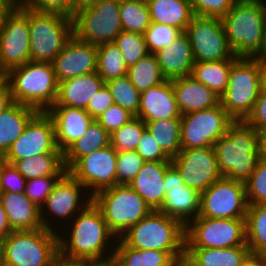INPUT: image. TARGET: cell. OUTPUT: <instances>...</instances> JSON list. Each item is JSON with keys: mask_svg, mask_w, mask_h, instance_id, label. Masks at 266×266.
Here are the masks:
<instances>
[{"mask_svg": "<svg viewBox=\"0 0 266 266\" xmlns=\"http://www.w3.org/2000/svg\"><path fill=\"white\" fill-rule=\"evenodd\" d=\"M171 80L141 92L138 116L143 121L181 118Z\"/></svg>", "mask_w": 266, "mask_h": 266, "instance_id": "obj_23", "label": "cell"}, {"mask_svg": "<svg viewBox=\"0 0 266 266\" xmlns=\"http://www.w3.org/2000/svg\"><path fill=\"white\" fill-rule=\"evenodd\" d=\"M248 205L266 204V156H262L245 182Z\"/></svg>", "mask_w": 266, "mask_h": 266, "instance_id": "obj_44", "label": "cell"}, {"mask_svg": "<svg viewBox=\"0 0 266 266\" xmlns=\"http://www.w3.org/2000/svg\"><path fill=\"white\" fill-rule=\"evenodd\" d=\"M262 5H263V8H264V19H265V24H266V3L263 0H262Z\"/></svg>", "mask_w": 266, "mask_h": 266, "instance_id": "obj_65", "label": "cell"}, {"mask_svg": "<svg viewBox=\"0 0 266 266\" xmlns=\"http://www.w3.org/2000/svg\"><path fill=\"white\" fill-rule=\"evenodd\" d=\"M105 84L111 92L114 103L137 117L141 92L133 86L128 75L110 79Z\"/></svg>", "mask_w": 266, "mask_h": 266, "instance_id": "obj_41", "label": "cell"}, {"mask_svg": "<svg viewBox=\"0 0 266 266\" xmlns=\"http://www.w3.org/2000/svg\"><path fill=\"white\" fill-rule=\"evenodd\" d=\"M150 20L173 26L181 32L186 30L195 16L190 0H146Z\"/></svg>", "mask_w": 266, "mask_h": 266, "instance_id": "obj_30", "label": "cell"}, {"mask_svg": "<svg viewBox=\"0 0 266 266\" xmlns=\"http://www.w3.org/2000/svg\"><path fill=\"white\" fill-rule=\"evenodd\" d=\"M62 153L55 139V127L47 112H38L26 125L21 136L10 146L2 160L15 164L26 158L46 154Z\"/></svg>", "mask_w": 266, "mask_h": 266, "instance_id": "obj_16", "label": "cell"}, {"mask_svg": "<svg viewBox=\"0 0 266 266\" xmlns=\"http://www.w3.org/2000/svg\"><path fill=\"white\" fill-rule=\"evenodd\" d=\"M261 90L266 91V55L259 57Z\"/></svg>", "mask_w": 266, "mask_h": 266, "instance_id": "obj_61", "label": "cell"}, {"mask_svg": "<svg viewBox=\"0 0 266 266\" xmlns=\"http://www.w3.org/2000/svg\"><path fill=\"white\" fill-rule=\"evenodd\" d=\"M171 82L182 115L209 109L220 103V97L190 75L174 78Z\"/></svg>", "mask_w": 266, "mask_h": 266, "instance_id": "obj_26", "label": "cell"}, {"mask_svg": "<svg viewBox=\"0 0 266 266\" xmlns=\"http://www.w3.org/2000/svg\"><path fill=\"white\" fill-rule=\"evenodd\" d=\"M214 151L223 177L245 183L263 156L260 132L245 121H233Z\"/></svg>", "mask_w": 266, "mask_h": 266, "instance_id": "obj_2", "label": "cell"}, {"mask_svg": "<svg viewBox=\"0 0 266 266\" xmlns=\"http://www.w3.org/2000/svg\"><path fill=\"white\" fill-rule=\"evenodd\" d=\"M38 113L37 110L13 102L0 113V158L21 136L28 122Z\"/></svg>", "mask_w": 266, "mask_h": 266, "instance_id": "obj_29", "label": "cell"}, {"mask_svg": "<svg viewBox=\"0 0 266 266\" xmlns=\"http://www.w3.org/2000/svg\"><path fill=\"white\" fill-rule=\"evenodd\" d=\"M12 94L9 84L3 79H0V113L7 109L12 103Z\"/></svg>", "mask_w": 266, "mask_h": 266, "instance_id": "obj_55", "label": "cell"}, {"mask_svg": "<svg viewBox=\"0 0 266 266\" xmlns=\"http://www.w3.org/2000/svg\"><path fill=\"white\" fill-rule=\"evenodd\" d=\"M143 122L147 131L170 159L174 158L181 151L180 118Z\"/></svg>", "mask_w": 266, "mask_h": 266, "instance_id": "obj_36", "label": "cell"}, {"mask_svg": "<svg viewBox=\"0 0 266 266\" xmlns=\"http://www.w3.org/2000/svg\"><path fill=\"white\" fill-rule=\"evenodd\" d=\"M154 55L167 80L189 76L195 63L190 40L185 31L180 32L166 48Z\"/></svg>", "mask_w": 266, "mask_h": 266, "instance_id": "obj_25", "label": "cell"}, {"mask_svg": "<svg viewBox=\"0 0 266 266\" xmlns=\"http://www.w3.org/2000/svg\"><path fill=\"white\" fill-rule=\"evenodd\" d=\"M14 166L26 179L45 176H63L67 170L63 163V153H46L17 161Z\"/></svg>", "mask_w": 266, "mask_h": 266, "instance_id": "obj_35", "label": "cell"}, {"mask_svg": "<svg viewBox=\"0 0 266 266\" xmlns=\"http://www.w3.org/2000/svg\"><path fill=\"white\" fill-rule=\"evenodd\" d=\"M2 203L13 230H33L43 228L41 208L24 193H0Z\"/></svg>", "mask_w": 266, "mask_h": 266, "instance_id": "obj_28", "label": "cell"}, {"mask_svg": "<svg viewBox=\"0 0 266 266\" xmlns=\"http://www.w3.org/2000/svg\"><path fill=\"white\" fill-rule=\"evenodd\" d=\"M110 145V134L93 120L80 137L63 152V163L68 171L80 158Z\"/></svg>", "mask_w": 266, "mask_h": 266, "instance_id": "obj_32", "label": "cell"}, {"mask_svg": "<svg viewBox=\"0 0 266 266\" xmlns=\"http://www.w3.org/2000/svg\"><path fill=\"white\" fill-rule=\"evenodd\" d=\"M24 6L41 12H56L71 17V0H19Z\"/></svg>", "mask_w": 266, "mask_h": 266, "instance_id": "obj_52", "label": "cell"}, {"mask_svg": "<svg viewBox=\"0 0 266 266\" xmlns=\"http://www.w3.org/2000/svg\"><path fill=\"white\" fill-rule=\"evenodd\" d=\"M178 266H191L185 259H182L179 263Z\"/></svg>", "mask_w": 266, "mask_h": 266, "instance_id": "obj_64", "label": "cell"}, {"mask_svg": "<svg viewBox=\"0 0 266 266\" xmlns=\"http://www.w3.org/2000/svg\"><path fill=\"white\" fill-rule=\"evenodd\" d=\"M104 84L105 82L96 71L63 80L59 82L58 96L53 106L86 109Z\"/></svg>", "mask_w": 266, "mask_h": 266, "instance_id": "obj_27", "label": "cell"}, {"mask_svg": "<svg viewBox=\"0 0 266 266\" xmlns=\"http://www.w3.org/2000/svg\"><path fill=\"white\" fill-rule=\"evenodd\" d=\"M113 42L119 48L128 67L150 53L145 36L140 33L122 30Z\"/></svg>", "mask_w": 266, "mask_h": 266, "instance_id": "obj_43", "label": "cell"}, {"mask_svg": "<svg viewBox=\"0 0 266 266\" xmlns=\"http://www.w3.org/2000/svg\"><path fill=\"white\" fill-rule=\"evenodd\" d=\"M127 75L139 92L160 85L167 80L161 72L156 56L152 53L129 66Z\"/></svg>", "mask_w": 266, "mask_h": 266, "instance_id": "obj_38", "label": "cell"}, {"mask_svg": "<svg viewBox=\"0 0 266 266\" xmlns=\"http://www.w3.org/2000/svg\"><path fill=\"white\" fill-rule=\"evenodd\" d=\"M30 61L52 62L73 36L72 17L28 8Z\"/></svg>", "mask_w": 266, "mask_h": 266, "instance_id": "obj_7", "label": "cell"}, {"mask_svg": "<svg viewBox=\"0 0 266 266\" xmlns=\"http://www.w3.org/2000/svg\"><path fill=\"white\" fill-rule=\"evenodd\" d=\"M261 91L258 58H239L229 72L228 85L220 97L223 109L234 121H244Z\"/></svg>", "mask_w": 266, "mask_h": 266, "instance_id": "obj_9", "label": "cell"}, {"mask_svg": "<svg viewBox=\"0 0 266 266\" xmlns=\"http://www.w3.org/2000/svg\"><path fill=\"white\" fill-rule=\"evenodd\" d=\"M62 176H45L26 181L24 194L39 208L45 204L55 184Z\"/></svg>", "mask_w": 266, "mask_h": 266, "instance_id": "obj_47", "label": "cell"}, {"mask_svg": "<svg viewBox=\"0 0 266 266\" xmlns=\"http://www.w3.org/2000/svg\"><path fill=\"white\" fill-rule=\"evenodd\" d=\"M26 181L13 164L0 162V193H24Z\"/></svg>", "mask_w": 266, "mask_h": 266, "instance_id": "obj_48", "label": "cell"}, {"mask_svg": "<svg viewBox=\"0 0 266 266\" xmlns=\"http://www.w3.org/2000/svg\"><path fill=\"white\" fill-rule=\"evenodd\" d=\"M0 266H4V264H3V260H2V253H1V250H0Z\"/></svg>", "mask_w": 266, "mask_h": 266, "instance_id": "obj_66", "label": "cell"}, {"mask_svg": "<svg viewBox=\"0 0 266 266\" xmlns=\"http://www.w3.org/2000/svg\"><path fill=\"white\" fill-rule=\"evenodd\" d=\"M114 100L110 90L104 84L97 92L93 99L89 102L85 109L93 120H97L109 107L114 105Z\"/></svg>", "mask_w": 266, "mask_h": 266, "instance_id": "obj_53", "label": "cell"}, {"mask_svg": "<svg viewBox=\"0 0 266 266\" xmlns=\"http://www.w3.org/2000/svg\"><path fill=\"white\" fill-rule=\"evenodd\" d=\"M227 42L238 58L266 55V24L262 0H239L221 17Z\"/></svg>", "mask_w": 266, "mask_h": 266, "instance_id": "obj_3", "label": "cell"}, {"mask_svg": "<svg viewBox=\"0 0 266 266\" xmlns=\"http://www.w3.org/2000/svg\"><path fill=\"white\" fill-rule=\"evenodd\" d=\"M145 161L134 151L118 152L116 168V185H129Z\"/></svg>", "mask_w": 266, "mask_h": 266, "instance_id": "obj_45", "label": "cell"}, {"mask_svg": "<svg viewBox=\"0 0 266 266\" xmlns=\"http://www.w3.org/2000/svg\"><path fill=\"white\" fill-rule=\"evenodd\" d=\"M171 162L180 172L185 185L199 193L223 178L214 147L181 150Z\"/></svg>", "mask_w": 266, "mask_h": 266, "instance_id": "obj_18", "label": "cell"}, {"mask_svg": "<svg viewBox=\"0 0 266 266\" xmlns=\"http://www.w3.org/2000/svg\"><path fill=\"white\" fill-rule=\"evenodd\" d=\"M122 29L143 34L150 26V14L146 0H120Z\"/></svg>", "mask_w": 266, "mask_h": 266, "instance_id": "obj_40", "label": "cell"}, {"mask_svg": "<svg viewBox=\"0 0 266 266\" xmlns=\"http://www.w3.org/2000/svg\"><path fill=\"white\" fill-rule=\"evenodd\" d=\"M194 62L239 59L230 48L220 17L195 15L186 27Z\"/></svg>", "mask_w": 266, "mask_h": 266, "instance_id": "obj_15", "label": "cell"}, {"mask_svg": "<svg viewBox=\"0 0 266 266\" xmlns=\"http://www.w3.org/2000/svg\"><path fill=\"white\" fill-rule=\"evenodd\" d=\"M180 32L179 29L173 26L151 22L144 33L149 52L154 54L166 48Z\"/></svg>", "mask_w": 266, "mask_h": 266, "instance_id": "obj_46", "label": "cell"}, {"mask_svg": "<svg viewBox=\"0 0 266 266\" xmlns=\"http://www.w3.org/2000/svg\"><path fill=\"white\" fill-rule=\"evenodd\" d=\"M135 116L119 105L109 107L98 119V123L109 133L121 128Z\"/></svg>", "mask_w": 266, "mask_h": 266, "instance_id": "obj_50", "label": "cell"}, {"mask_svg": "<svg viewBox=\"0 0 266 266\" xmlns=\"http://www.w3.org/2000/svg\"><path fill=\"white\" fill-rule=\"evenodd\" d=\"M136 152L145 162L171 161L147 129L143 132Z\"/></svg>", "mask_w": 266, "mask_h": 266, "instance_id": "obj_51", "label": "cell"}, {"mask_svg": "<svg viewBox=\"0 0 266 266\" xmlns=\"http://www.w3.org/2000/svg\"><path fill=\"white\" fill-rule=\"evenodd\" d=\"M19 0H0V24L5 17L17 6Z\"/></svg>", "mask_w": 266, "mask_h": 266, "instance_id": "obj_58", "label": "cell"}, {"mask_svg": "<svg viewBox=\"0 0 266 266\" xmlns=\"http://www.w3.org/2000/svg\"><path fill=\"white\" fill-rule=\"evenodd\" d=\"M240 266H266V255L249 252Z\"/></svg>", "mask_w": 266, "mask_h": 266, "instance_id": "obj_57", "label": "cell"}, {"mask_svg": "<svg viewBox=\"0 0 266 266\" xmlns=\"http://www.w3.org/2000/svg\"><path fill=\"white\" fill-rule=\"evenodd\" d=\"M92 201L117 239L152 212L146 202L128 185L103 189L92 197Z\"/></svg>", "mask_w": 266, "mask_h": 266, "instance_id": "obj_8", "label": "cell"}, {"mask_svg": "<svg viewBox=\"0 0 266 266\" xmlns=\"http://www.w3.org/2000/svg\"><path fill=\"white\" fill-rule=\"evenodd\" d=\"M246 245L245 219L198 216L185 227V248H230Z\"/></svg>", "mask_w": 266, "mask_h": 266, "instance_id": "obj_11", "label": "cell"}, {"mask_svg": "<svg viewBox=\"0 0 266 266\" xmlns=\"http://www.w3.org/2000/svg\"><path fill=\"white\" fill-rule=\"evenodd\" d=\"M117 157L118 152L109 145L80 158L68 172L93 197L99 191L116 185Z\"/></svg>", "mask_w": 266, "mask_h": 266, "instance_id": "obj_17", "label": "cell"}, {"mask_svg": "<svg viewBox=\"0 0 266 266\" xmlns=\"http://www.w3.org/2000/svg\"><path fill=\"white\" fill-rule=\"evenodd\" d=\"M247 209L246 186L241 181L223 177L200 193L202 217L245 219Z\"/></svg>", "mask_w": 266, "mask_h": 266, "instance_id": "obj_14", "label": "cell"}, {"mask_svg": "<svg viewBox=\"0 0 266 266\" xmlns=\"http://www.w3.org/2000/svg\"><path fill=\"white\" fill-rule=\"evenodd\" d=\"M115 243L118 245L114 247L113 256L122 266H178V262L166 251L130 248L119 238Z\"/></svg>", "mask_w": 266, "mask_h": 266, "instance_id": "obj_34", "label": "cell"}, {"mask_svg": "<svg viewBox=\"0 0 266 266\" xmlns=\"http://www.w3.org/2000/svg\"><path fill=\"white\" fill-rule=\"evenodd\" d=\"M73 35L96 46L113 42L123 30L120 0H98L72 16Z\"/></svg>", "mask_w": 266, "mask_h": 266, "instance_id": "obj_10", "label": "cell"}, {"mask_svg": "<svg viewBox=\"0 0 266 266\" xmlns=\"http://www.w3.org/2000/svg\"><path fill=\"white\" fill-rule=\"evenodd\" d=\"M54 266H96V263L88 261H70L59 257Z\"/></svg>", "mask_w": 266, "mask_h": 266, "instance_id": "obj_60", "label": "cell"}, {"mask_svg": "<svg viewBox=\"0 0 266 266\" xmlns=\"http://www.w3.org/2000/svg\"><path fill=\"white\" fill-rule=\"evenodd\" d=\"M165 198L159 212L179 220L185 227L200 212V193L185 185L180 172L171 164L164 178Z\"/></svg>", "mask_w": 266, "mask_h": 266, "instance_id": "obj_20", "label": "cell"}, {"mask_svg": "<svg viewBox=\"0 0 266 266\" xmlns=\"http://www.w3.org/2000/svg\"><path fill=\"white\" fill-rule=\"evenodd\" d=\"M180 120L181 150L213 147L234 121L221 103L209 109L183 114Z\"/></svg>", "mask_w": 266, "mask_h": 266, "instance_id": "obj_13", "label": "cell"}, {"mask_svg": "<svg viewBox=\"0 0 266 266\" xmlns=\"http://www.w3.org/2000/svg\"><path fill=\"white\" fill-rule=\"evenodd\" d=\"M249 252L247 245L230 248H185V260L191 266H240Z\"/></svg>", "mask_w": 266, "mask_h": 266, "instance_id": "obj_31", "label": "cell"}, {"mask_svg": "<svg viewBox=\"0 0 266 266\" xmlns=\"http://www.w3.org/2000/svg\"><path fill=\"white\" fill-rule=\"evenodd\" d=\"M0 250L4 266H54L60 257L58 232L44 227L13 230Z\"/></svg>", "mask_w": 266, "mask_h": 266, "instance_id": "obj_6", "label": "cell"}, {"mask_svg": "<svg viewBox=\"0 0 266 266\" xmlns=\"http://www.w3.org/2000/svg\"><path fill=\"white\" fill-rule=\"evenodd\" d=\"M30 61L28 7L17 6L0 24V76Z\"/></svg>", "mask_w": 266, "mask_h": 266, "instance_id": "obj_12", "label": "cell"}, {"mask_svg": "<svg viewBox=\"0 0 266 266\" xmlns=\"http://www.w3.org/2000/svg\"><path fill=\"white\" fill-rule=\"evenodd\" d=\"M2 78L14 102L47 112L57 100L58 81L51 62L29 61L9 70Z\"/></svg>", "mask_w": 266, "mask_h": 266, "instance_id": "obj_4", "label": "cell"}, {"mask_svg": "<svg viewBox=\"0 0 266 266\" xmlns=\"http://www.w3.org/2000/svg\"><path fill=\"white\" fill-rule=\"evenodd\" d=\"M98 0H71V17L77 11L90 7L95 4Z\"/></svg>", "mask_w": 266, "mask_h": 266, "instance_id": "obj_59", "label": "cell"}, {"mask_svg": "<svg viewBox=\"0 0 266 266\" xmlns=\"http://www.w3.org/2000/svg\"><path fill=\"white\" fill-rule=\"evenodd\" d=\"M239 0H190L192 9L197 16L222 17Z\"/></svg>", "mask_w": 266, "mask_h": 266, "instance_id": "obj_49", "label": "cell"}, {"mask_svg": "<svg viewBox=\"0 0 266 266\" xmlns=\"http://www.w3.org/2000/svg\"><path fill=\"white\" fill-rule=\"evenodd\" d=\"M245 231L249 251L266 255V204L248 205Z\"/></svg>", "mask_w": 266, "mask_h": 266, "instance_id": "obj_37", "label": "cell"}, {"mask_svg": "<svg viewBox=\"0 0 266 266\" xmlns=\"http://www.w3.org/2000/svg\"><path fill=\"white\" fill-rule=\"evenodd\" d=\"M13 231L8 222L6 211L0 202V245Z\"/></svg>", "mask_w": 266, "mask_h": 266, "instance_id": "obj_56", "label": "cell"}, {"mask_svg": "<svg viewBox=\"0 0 266 266\" xmlns=\"http://www.w3.org/2000/svg\"><path fill=\"white\" fill-rule=\"evenodd\" d=\"M261 149L264 156H266V128L260 131Z\"/></svg>", "mask_w": 266, "mask_h": 266, "instance_id": "obj_63", "label": "cell"}, {"mask_svg": "<svg viewBox=\"0 0 266 266\" xmlns=\"http://www.w3.org/2000/svg\"><path fill=\"white\" fill-rule=\"evenodd\" d=\"M96 72L104 82L127 74L128 66L114 42L97 46Z\"/></svg>", "mask_w": 266, "mask_h": 266, "instance_id": "obj_39", "label": "cell"}, {"mask_svg": "<svg viewBox=\"0 0 266 266\" xmlns=\"http://www.w3.org/2000/svg\"><path fill=\"white\" fill-rule=\"evenodd\" d=\"M96 266H122L121 263L114 257H109L96 263Z\"/></svg>", "mask_w": 266, "mask_h": 266, "instance_id": "obj_62", "label": "cell"}, {"mask_svg": "<svg viewBox=\"0 0 266 266\" xmlns=\"http://www.w3.org/2000/svg\"><path fill=\"white\" fill-rule=\"evenodd\" d=\"M244 121L258 132L266 128V91H260L251 113Z\"/></svg>", "mask_w": 266, "mask_h": 266, "instance_id": "obj_54", "label": "cell"}, {"mask_svg": "<svg viewBox=\"0 0 266 266\" xmlns=\"http://www.w3.org/2000/svg\"><path fill=\"white\" fill-rule=\"evenodd\" d=\"M51 63L58 83L93 73L97 69V46L73 35Z\"/></svg>", "mask_w": 266, "mask_h": 266, "instance_id": "obj_21", "label": "cell"}, {"mask_svg": "<svg viewBox=\"0 0 266 266\" xmlns=\"http://www.w3.org/2000/svg\"><path fill=\"white\" fill-rule=\"evenodd\" d=\"M55 127L58 149L63 153L71 144L83 137L93 121L85 109L69 106H52L48 111Z\"/></svg>", "mask_w": 266, "mask_h": 266, "instance_id": "obj_22", "label": "cell"}, {"mask_svg": "<svg viewBox=\"0 0 266 266\" xmlns=\"http://www.w3.org/2000/svg\"><path fill=\"white\" fill-rule=\"evenodd\" d=\"M237 60L227 59L194 63L190 76L221 97L227 89L231 66Z\"/></svg>", "mask_w": 266, "mask_h": 266, "instance_id": "obj_33", "label": "cell"}, {"mask_svg": "<svg viewBox=\"0 0 266 266\" xmlns=\"http://www.w3.org/2000/svg\"><path fill=\"white\" fill-rule=\"evenodd\" d=\"M85 187L76 180L68 171L58 180L55 184L52 192L47 197V200L41 208V220L45 229L57 232L56 228L50 224L49 218L46 217L49 211V215L57 216L67 221V219H73L72 215H76L82 211L88 204L91 203L92 197L86 195L84 202H82V195L88 194L81 191ZM47 209H44L46 208ZM45 210V211H44ZM80 210V211H79ZM47 211V212H46ZM46 212V213H45ZM52 213V214H51ZM48 218V219H47Z\"/></svg>", "mask_w": 266, "mask_h": 266, "instance_id": "obj_19", "label": "cell"}, {"mask_svg": "<svg viewBox=\"0 0 266 266\" xmlns=\"http://www.w3.org/2000/svg\"><path fill=\"white\" fill-rule=\"evenodd\" d=\"M145 130L146 126L143 120L135 116L110 134V145L117 152L134 151L137 149Z\"/></svg>", "mask_w": 266, "mask_h": 266, "instance_id": "obj_42", "label": "cell"}, {"mask_svg": "<svg viewBox=\"0 0 266 266\" xmlns=\"http://www.w3.org/2000/svg\"><path fill=\"white\" fill-rule=\"evenodd\" d=\"M119 239L130 248L166 251L178 263L185 259V226L159 211H152Z\"/></svg>", "mask_w": 266, "mask_h": 266, "instance_id": "obj_5", "label": "cell"}, {"mask_svg": "<svg viewBox=\"0 0 266 266\" xmlns=\"http://www.w3.org/2000/svg\"><path fill=\"white\" fill-rule=\"evenodd\" d=\"M171 161L145 162L129 187L136 191L152 211H159L165 198L164 178Z\"/></svg>", "mask_w": 266, "mask_h": 266, "instance_id": "obj_24", "label": "cell"}, {"mask_svg": "<svg viewBox=\"0 0 266 266\" xmlns=\"http://www.w3.org/2000/svg\"><path fill=\"white\" fill-rule=\"evenodd\" d=\"M73 218L72 222L75 221L69 223L72 226L68 228L69 231L71 230L70 237H63L64 233L60 235V231L58 232L61 258L97 263L113 256L114 252L108 253L109 256H107L106 251L109 249L114 251L112 247L115 246H111L109 242L116 241V236L109 230L101 211L93 201Z\"/></svg>", "mask_w": 266, "mask_h": 266, "instance_id": "obj_1", "label": "cell"}]
</instances>
